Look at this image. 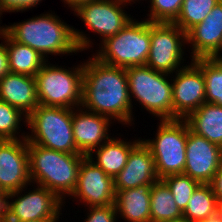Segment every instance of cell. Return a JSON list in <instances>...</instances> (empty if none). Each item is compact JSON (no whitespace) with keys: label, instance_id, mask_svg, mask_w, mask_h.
Returning a JSON list of instances; mask_svg holds the SVG:
<instances>
[{"label":"cell","instance_id":"52a82bcc","mask_svg":"<svg viewBox=\"0 0 222 222\" xmlns=\"http://www.w3.org/2000/svg\"><path fill=\"white\" fill-rule=\"evenodd\" d=\"M129 94L147 111L161 120H173L172 83L168 73L155 71L148 66L126 68ZM167 79V80H166Z\"/></svg>","mask_w":222,"mask_h":222},{"label":"cell","instance_id":"60d3db41","mask_svg":"<svg viewBox=\"0 0 222 222\" xmlns=\"http://www.w3.org/2000/svg\"><path fill=\"white\" fill-rule=\"evenodd\" d=\"M4 222H15V221H7L5 219ZM24 222H50L48 219H38V220H30V221H24Z\"/></svg>","mask_w":222,"mask_h":222},{"label":"cell","instance_id":"4dcf8cb0","mask_svg":"<svg viewBox=\"0 0 222 222\" xmlns=\"http://www.w3.org/2000/svg\"><path fill=\"white\" fill-rule=\"evenodd\" d=\"M89 215L85 222H116L117 211L115 204L89 207Z\"/></svg>","mask_w":222,"mask_h":222},{"label":"cell","instance_id":"836d02e7","mask_svg":"<svg viewBox=\"0 0 222 222\" xmlns=\"http://www.w3.org/2000/svg\"><path fill=\"white\" fill-rule=\"evenodd\" d=\"M217 199H222V164L210 183Z\"/></svg>","mask_w":222,"mask_h":222},{"label":"cell","instance_id":"b9f144b4","mask_svg":"<svg viewBox=\"0 0 222 222\" xmlns=\"http://www.w3.org/2000/svg\"><path fill=\"white\" fill-rule=\"evenodd\" d=\"M168 222H192V221H189L186 218L182 217L180 219H176V220H172V221H168Z\"/></svg>","mask_w":222,"mask_h":222},{"label":"cell","instance_id":"4316f807","mask_svg":"<svg viewBox=\"0 0 222 222\" xmlns=\"http://www.w3.org/2000/svg\"><path fill=\"white\" fill-rule=\"evenodd\" d=\"M220 1L221 0H183L180 14L173 23L187 33L191 28L203 22L204 18Z\"/></svg>","mask_w":222,"mask_h":222},{"label":"cell","instance_id":"83f0119b","mask_svg":"<svg viewBox=\"0 0 222 222\" xmlns=\"http://www.w3.org/2000/svg\"><path fill=\"white\" fill-rule=\"evenodd\" d=\"M162 180L169 187L177 206L183 212L194 190L200 183L184 173L169 175L162 178Z\"/></svg>","mask_w":222,"mask_h":222},{"label":"cell","instance_id":"ab89813d","mask_svg":"<svg viewBox=\"0 0 222 222\" xmlns=\"http://www.w3.org/2000/svg\"><path fill=\"white\" fill-rule=\"evenodd\" d=\"M0 14L2 15V11L0 10ZM0 15V16H1ZM0 35L3 37V38H5L6 37V35H7V27H1L0 26Z\"/></svg>","mask_w":222,"mask_h":222},{"label":"cell","instance_id":"8d00e7d4","mask_svg":"<svg viewBox=\"0 0 222 222\" xmlns=\"http://www.w3.org/2000/svg\"><path fill=\"white\" fill-rule=\"evenodd\" d=\"M216 214L222 221V199H217Z\"/></svg>","mask_w":222,"mask_h":222},{"label":"cell","instance_id":"f546056e","mask_svg":"<svg viewBox=\"0 0 222 222\" xmlns=\"http://www.w3.org/2000/svg\"><path fill=\"white\" fill-rule=\"evenodd\" d=\"M150 22L173 23L180 14L183 0H150Z\"/></svg>","mask_w":222,"mask_h":222},{"label":"cell","instance_id":"d6986e66","mask_svg":"<svg viewBox=\"0 0 222 222\" xmlns=\"http://www.w3.org/2000/svg\"><path fill=\"white\" fill-rule=\"evenodd\" d=\"M0 100L20 109L28 116L39 106L35 77L7 73L0 80Z\"/></svg>","mask_w":222,"mask_h":222},{"label":"cell","instance_id":"8fae6325","mask_svg":"<svg viewBox=\"0 0 222 222\" xmlns=\"http://www.w3.org/2000/svg\"><path fill=\"white\" fill-rule=\"evenodd\" d=\"M37 187L28 194L19 196L12 203L7 201L5 206L7 221L24 222L38 219L58 221L64 202L47 188L39 185Z\"/></svg>","mask_w":222,"mask_h":222},{"label":"cell","instance_id":"484cf974","mask_svg":"<svg viewBox=\"0 0 222 222\" xmlns=\"http://www.w3.org/2000/svg\"><path fill=\"white\" fill-rule=\"evenodd\" d=\"M191 61L202 70L205 80L206 102L222 106V59L208 57Z\"/></svg>","mask_w":222,"mask_h":222},{"label":"cell","instance_id":"30bf717a","mask_svg":"<svg viewBox=\"0 0 222 222\" xmlns=\"http://www.w3.org/2000/svg\"><path fill=\"white\" fill-rule=\"evenodd\" d=\"M14 140H0V185L7 199L21 195L31 183L29 175L28 142L26 136Z\"/></svg>","mask_w":222,"mask_h":222},{"label":"cell","instance_id":"f1b7e54d","mask_svg":"<svg viewBox=\"0 0 222 222\" xmlns=\"http://www.w3.org/2000/svg\"><path fill=\"white\" fill-rule=\"evenodd\" d=\"M21 116L27 122V116L20 109L0 100V140L19 139L15 134L23 120Z\"/></svg>","mask_w":222,"mask_h":222},{"label":"cell","instance_id":"e0dca14e","mask_svg":"<svg viewBox=\"0 0 222 222\" xmlns=\"http://www.w3.org/2000/svg\"><path fill=\"white\" fill-rule=\"evenodd\" d=\"M83 110L79 108L77 113L73 110L72 126L74 140L80 154L93 157V152L96 151V148L110 139L107 133L110 125L109 121H111L109 119L111 118Z\"/></svg>","mask_w":222,"mask_h":222},{"label":"cell","instance_id":"d6a6232c","mask_svg":"<svg viewBox=\"0 0 222 222\" xmlns=\"http://www.w3.org/2000/svg\"><path fill=\"white\" fill-rule=\"evenodd\" d=\"M9 72V59L5 42V44H0V80Z\"/></svg>","mask_w":222,"mask_h":222},{"label":"cell","instance_id":"9a60e30c","mask_svg":"<svg viewBox=\"0 0 222 222\" xmlns=\"http://www.w3.org/2000/svg\"><path fill=\"white\" fill-rule=\"evenodd\" d=\"M222 164V147L192 132L188 125L184 174L210 184Z\"/></svg>","mask_w":222,"mask_h":222},{"label":"cell","instance_id":"f35d334b","mask_svg":"<svg viewBox=\"0 0 222 222\" xmlns=\"http://www.w3.org/2000/svg\"><path fill=\"white\" fill-rule=\"evenodd\" d=\"M6 219L5 206H0V222H4Z\"/></svg>","mask_w":222,"mask_h":222},{"label":"cell","instance_id":"1f68e13d","mask_svg":"<svg viewBox=\"0 0 222 222\" xmlns=\"http://www.w3.org/2000/svg\"><path fill=\"white\" fill-rule=\"evenodd\" d=\"M41 0H0V10L2 12H19L30 9L36 5Z\"/></svg>","mask_w":222,"mask_h":222},{"label":"cell","instance_id":"d590c367","mask_svg":"<svg viewBox=\"0 0 222 222\" xmlns=\"http://www.w3.org/2000/svg\"><path fill=\"white\" fill-rule=\"evenodd\" d=\"M7 193L0 185V206H6V203L8 201L7 199Z\"/></svg>","mask_w":222,"mask_h":222},{"label":"cell","instance_id":"277c9868","mask_svg":"<svg viewBox=\"0 0 222 222\" xmlns=\"http://www.w3.org/2000/svg\"><path fill=\"white\" fill-rule=\"evenodd\" d=\"M73 109L39 105L27 116V126L32 135H26L29 143L47 149L80 154L76 148L72 126Z\"/></svg>","mask_w":222,"mask_h":222},{"label":"cell","instance_id":"8992f818","mask_svg":"<svg viewBox=\"0 0 222 222\" xmlns=\"http://www.w3.org/2000/svg\"><path fill=\"white\" fill-rule=\"evenodd\" d=\"M48 64L45 62L35 76L39 105L78 110L82 102L84 63L73 70Z\"/></svg>","mask_w":222,"mask_h":222},{"label":"cell","instance_id":"3957f363","mask_svg":"<svg viewBox=\"0 0 222 222\" xmlns=\"http://www.w3.org/2000/svg\"><path fill=\"white\" fill-rule=\"evenodd\" d=\"M31 182L55 193L62 201L76 186L83 154H68L28 142ZM33 180V181H32Z\"/></svg>","mask_w":222,"mask_h":222},{"label":"cell","instance_id":"5bb4252c","mask_svg":"<svg viewBox=\"0 0 222 222\" xmlns=\"http://www.w3.org/2000/svg\"><path fill=\"white\" fill-rule=\"evenodd\" d=\"M113 178L85 156L78 172L77 183L70 196L80 198L89 207L107 206L115 203Z\"/></svg>","mask_w":222,"mask_h":222},{"label":"cell","instance_id":"74e56055","mask_svg":"<svg viewBox=\"0 0 222 222\" xmlns=\"http://www.w3.org/2000/svg\"><path fill=\"white\" fill-rule=\"evenodd\" d=\"M201 222H222L218 215L215 213L209 217H207L206 219L202 220Z\"/></svg>","mask_w":222,"mask_h":222},{"label":"cell","instance_id":"7402d4cb","mask_svg":"<svg viewBox=\"0 0 222 222\" xmlns=\"http://www.w3.org/2000/svg\"><path fill=\"white\" fill-rule=\"evenodd\" d=\"M140 141L141 140L138 139L132 143L124 142V140L121 139L110 138L98 147L97 152H95L97 155V157H95L97 158V161L94 162V158H89L108 176L115 178V176L125 167L131 150Z\"/></svg>","mask_w":222,"mask_h":222},{"label":"cell","instance_id":"7c38bea8","mask_svg":"<svg viewBox=\"0 0 222 222\" xmlns=\"http://www.w3.org/2000/svg\"><path fill=\"white\" fill-rule=\"evenodd\" d=\"M129 1V2H128ZM130 0H94L79 5L74 11L86 26L102 37V42L119 33L131 20L121 6Z\"/></svg>","mask_w":222,"mask_h":222},{"label":"cell","instance_id":"4fadbf2b","mask_svg":"<svg viewBox=\"0 0 222 222\" xmlns=\"http://www.w3.org/2000/svg\"><path fill=\"white\" fill-rule=\"evenodd\" d=\"M190 64L177 70L173 79V119H186L206 102L202 70L193 61Z\"/></svg>","mask_w":222,"mask_h":222},{"label":"cell","instance_id":"5b68a950","mask_svg":"<svg viewBox=\"0 0 222 222\" xmlns=\"http://www.w3.org/2000/svg\"><path fill=\"white\" fill-rule=\"evenodd\" d=\"M101 46L94 57L105 64L123 68L145 66L150 50V21L131 19L119 33L106 38Z\"/></svg>","mask_w":222,"mask_h":222},{"label":"cell","instance_id":"e575fe53","mask_svg":"<svg viewBox=\"0 0 222 222\" xmlns=\"http://www.w3.org/2000/svg\"><path fill=\"white\" fill-rule=\"evenodd\" d=\"M64 3L68 4L69 7H71L73 10H75L79 5H82L84 3H88L94 0H63Z\"/></svg>","mask_w":222,"mask_h":222},{"label":"cell","instance_id":"2e32d148","mask_svg":"<svg viewBox=\"0 0 222 222\" xmlns=\"http://www.w3.org/2000/svg\"><path fill=\"white\" fill-rule=\"evenodd\" d=\"M186 43L192 44V59L219 57L222 50V0L218 2L204 21L186 33Z\"/></svg>","mask_w":222,"mask_h":222},{"label":"cell","instance_id":"6da1fadb","mask_svg":"<svg viewBox=\"0 0 222 222\" xmlns=\"http://www.w3.org/2000/svg\"><path fill=\"white\" fill-rule=\"evenodd\" d=\"M131 97L126 68L105 64L94 55L84 63L80 108L130 124Z\"/></svg>","mask_w":222,"mask_h":222},{"label":"cell","instance_id":"d4e9b609","mask_svg":"<svg viewBox=\"0 0 222 222\" xmlns=\"http://www.w3.org/2000/svg\"><path fill=\"white\" fill-rule=\"evenodd\" d=\"M217 198L211 184H199L183 211V217L192 222H201L216 213Z\"/></svg>","mask_w":222,"mask_h":222},{"label":"cell","instance_id":"44dd1931","mask_svg":"<svg viewBox=\"0 0 222 222\" xmlns=\"http://www.w3.org/2000/svg\"><path fill=\"white\" fill-rule=\"evenodd\" d=\"M185 120L192 132L222 147V106L205 102Z\"/></svg>","mask_w":222,"mask_h":222},{"label":"cell","instance_id":"9c48e42d","mask_svg":"<svg viewBox=\"0 0 222 222\" xmlns=\"http://www.w3.org/2000/svg\"><path fill=\"white\" fill-rule=\"evenodd\" d=\"M186 40V33L174 23L150 22V50L146 66L173 74L181 67L184 54L181 47Z\"/></svg>","mask_w":222,"mask_h":222},{"label":"cell","instance_id":"ba28073f","mask_svg":"<svg viewBox=\"0 0 222 222\" xmlns=\"http://www.w3.org/2000/svg\"><path fill=\"white\" fill-rule=\"evenodd\" d=\"M156 138L142 141L151 150L159 179L184 173L188 123L185 119L161 120Z\"/></svg>","mask_w":222,"mask_h":222},{"label":"cell","instance_id":"7a4b0ae2","mask_svg":"<svg viewBox=\"0 0 222 222\" xmlns=\"http://www.w3.org/2000/svg\"><path fill=\"white\" fill-rule=\"evenodd\" d=\"M58 18L52 14H43L14 23L7 26V34L16 42L30 46L45 59L50 53L60 55L89 48L91 41L86 35Z\"/></svg>","mask_w":222,"mask_h":222},{"label":"cell","instance_id":"ffe728a7","mask_svg":"<svg viewBox=\"0 0 222 222\" xmlns=\"http://www.w3.org/2000/svg\"><path fill=\"white\" fill-rule=\"evenodd\" d=\"M153 184H144L136 188L115 190L117 213L129 222H151L150 199Z\"/></svg>","mask_w":222,"mask_h":222},{"label":"cell","instance_id":"603a6c76","mask_svg":"<svg viewBox=\"0 0 222 222\" xmlns=\"http://www.w3.org/2000/svg\"><path fill=\"white\" fill-rule=\"evenodd\" d=\"M4 40L8 52L10 72L35 77L47 62L36 50L16 42L8 34Z\"/></svg>","mask_w":222,"mask_h":222},{"label":"cell","instance_id":"cb8c5ba5","mask_svg":"<svg viewBox=\"0 0 222 222\" xmlns=\"http://www.w3.org/2000/svg\"><path fill=\"white\" fill-rule=\"evenodd\" d=\"M150 193L151 222H168L183 217V212L177 206L169 187L162 179L152 185Z\"/></svg>","mask_w":222,"mask_h":222},{"label":"cell","instance_id":"ac0fdd59","mask_svg":"<svg viewBox=\"0 0 222 222\" xmlns=\"http://www.w3.org/2000/svg\"><path fill=\"white\" fill-rule=\"evenodd\" d=\"M157 180L154 158L142 140L131 150L125 167L113 178L115 190L154 184Z\"/></svg>","mask_w":222,"mask_h":222}]
</instances>
